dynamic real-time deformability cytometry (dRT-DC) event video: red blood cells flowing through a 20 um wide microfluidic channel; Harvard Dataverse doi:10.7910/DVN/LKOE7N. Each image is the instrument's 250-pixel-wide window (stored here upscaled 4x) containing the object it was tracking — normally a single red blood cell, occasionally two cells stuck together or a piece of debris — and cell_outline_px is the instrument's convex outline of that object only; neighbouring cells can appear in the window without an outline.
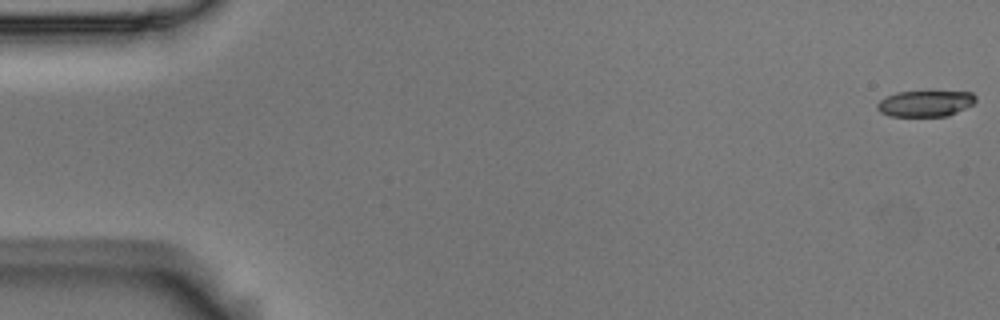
{"species": "Egyptian fruit bat (a non-hibernating species)", "species_latin": "Rousettus aegyptiacus", "temperature_condition": "room temperature", "stored_images_in_passage": 56, "camera_frame_rate_fps": 3000, "um_per_image_px": 0.085, "animal": {"sex": "male"}, "frame": {"image": 1, "passage_image": 1, "time_ms": 0.0, "image_size_px": [1000, 320], "cell_outline_px": [[976, 100], [972, 104], [948, 116], [888, 116], [880, 112], [876, 108], [876, 104], [880, 100], [896, 92], [972, 92], [976, 96]], "centroid_in_image_um": [78.62, 8.8], "position_along_channel_um": 6.4, "area_um2": 14.8}}
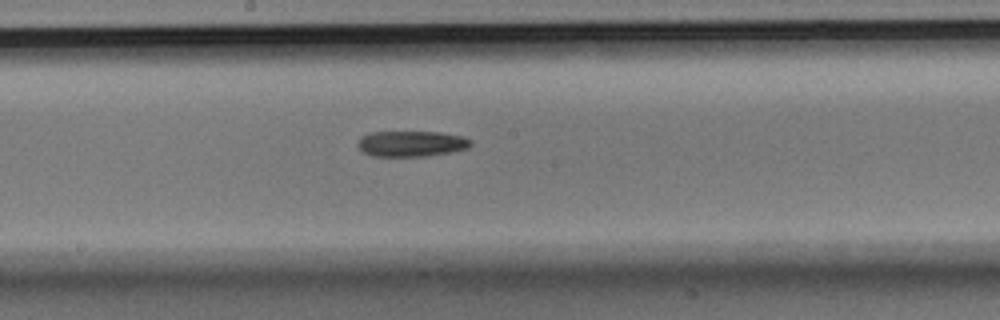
{"frame": {"image": 2, "passage_image": 30, "time_ms": 9.667, "image_size_px": [1000, 320], "cell_outline_px": [[472, 144], [468, 148], [452, 152], [424, 156], [372, 156], [364, 152], [356, 144], [360, 136], [372, 132], [440, 132], [464, 136], [472, 140]], "centroid_in_image_um": [34.98, 12.21], "position_along_channel_um": 213.2, "area_um2": 17.05}}
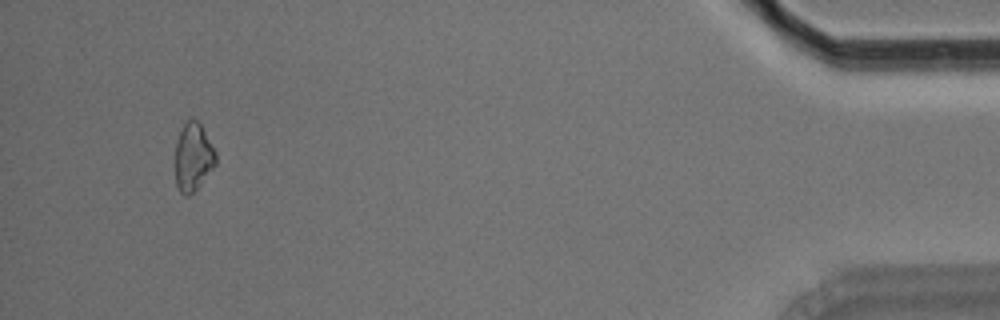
{"frame": {"image": 3, "passage_image": 53, "time_ms": 17.333, "image_size_px": [1000, 320], "cell_outline_px": [[216, 164], [200, 184], [188, 196], [184, 196], [180, 192], [176, 184], [176, 144], [180, 132], [184, 124], [192, 116], [200, 124], [216, 152]], "centroid_in_image_um": [16.42, 13.35], "position_along_channel_um": 418.8, "area_um2": 15.78}, "authors_computed_cell_mechanics": {"area_um2": 16.7042, "velocity_mm_per_s": 3.6374, "shape_relaxation_time_tau1_ms": 2.5308, "shape_relaxation_time_tau2_ms": null, "deformation_change_tau1": 0.116, "deformation_change_tau2": null}}